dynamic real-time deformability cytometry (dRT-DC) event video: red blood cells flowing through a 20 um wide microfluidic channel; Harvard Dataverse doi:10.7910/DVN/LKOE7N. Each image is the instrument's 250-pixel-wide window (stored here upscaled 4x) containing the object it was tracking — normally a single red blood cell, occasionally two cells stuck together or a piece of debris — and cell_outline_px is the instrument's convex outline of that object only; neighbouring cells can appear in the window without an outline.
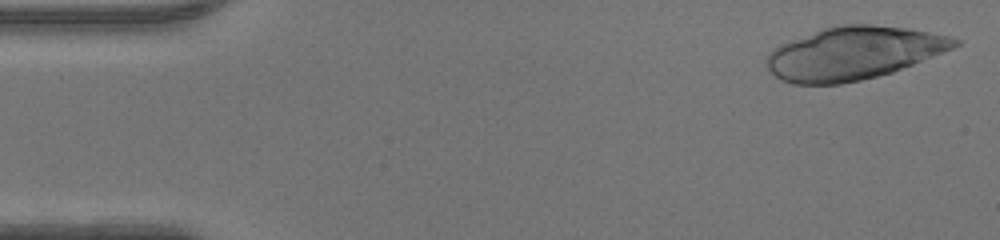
{"species": "human", "species_latin": "Homo sapiens", "temperature_condition": "warm", "stored_images_in_passage": 45, "camera_frame_rate_fps": 3000, "um_per_image_px": 0.085, "donor": {"sex": "male"}, "frame": {"image": 1, "passage_image": 1, "time_ms": 0.0, "image_size_px": [1000, 240], "cell_outline_px": [[960, 44], [952, 48], [892, 72], [860, 80], [840, 84], [792, 84], [776, 76], [768, 68], [768, 52], [772, 48], [780, 44], [820, 28], [844, 24], [872, 24], [908, 28], [948, 36], [960, 40]], "centroid_in_image_um": [72.51, 4.51], "position_along_channel_um": 12.5, "area_um2": 57.45}}